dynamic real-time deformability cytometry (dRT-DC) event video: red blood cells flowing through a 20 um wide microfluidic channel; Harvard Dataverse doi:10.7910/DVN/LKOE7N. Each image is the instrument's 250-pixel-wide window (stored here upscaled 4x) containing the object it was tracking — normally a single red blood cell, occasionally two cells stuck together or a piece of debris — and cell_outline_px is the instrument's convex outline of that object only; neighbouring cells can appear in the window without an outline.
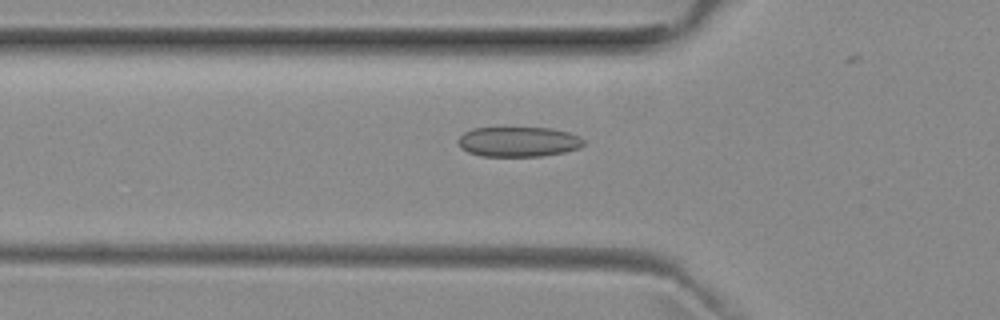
{"species": "common noctule bat (a hibernating species)", "species_latin": "Nyctalus noctula", "temperature_condition": "room temperature", "stored_images_in_passage": 41, "camera_frame_rate_fps": 3000, "um_per_image_px": 0.085, "animal": {"sex": "female", "body_mass_g": 29.2, "forearm_length_mm": 56.3}, "frame": {"image": 1, "passage_image": 17, "time_ms": 5.333, "image_size_px": [1000, 320], "cell_outline_px": [[584, 144], [580, 148], [564, 152], [540, 156], [480, 156], [468, 152], [460, 148], [460, 136], [464, 132], [472, 128], [552, 128], [568, 132], [580, 136], [584, 140]], "centroid_in_image_um": [44.09, 12.05], "position_along_channel_um": 81.7, "area_um2": 21.91}}
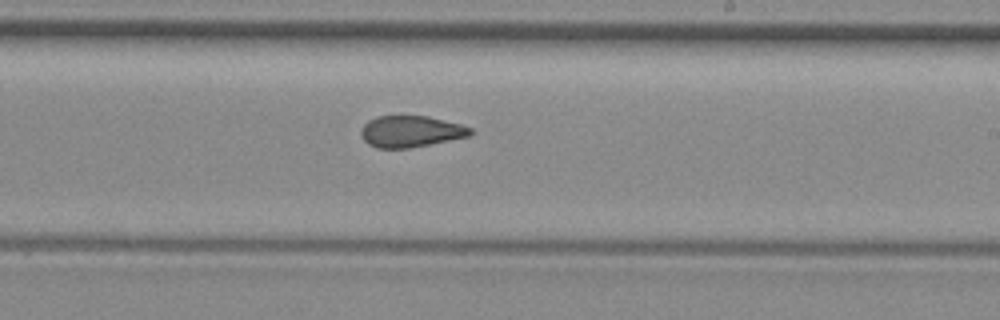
{"frame": {"image": 2, "passage_image": 30, "time_ms": 9.667, "image_size_px": [1000, 320], "cell_outline_px": [[472, 132], [468, 136], [408, 148], [376, 148], [368, 144], [364, 140], [360, 132], [364, 124], [368, 120], [376, 116], [428, 116], [460, 124], [472, 128]], "centroid_in_image_um": [34.87, 11.16], "position_along_channel_um": 254.1, "area_um2": 19.83}}
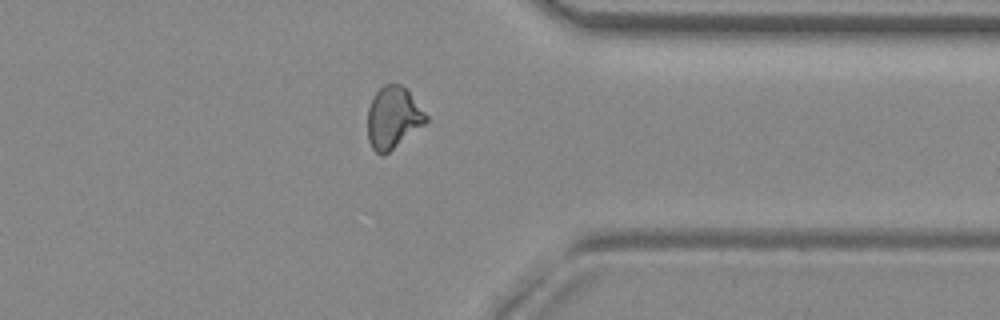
{"frame": {"image": 3, "passage_image": 40, "time_ms": 13.0, "image_size_px": [1000, 320], "cell_outline_px": [[428, 120], [424, 124], [388, 152], [380, 156], [372, 148], [368, 140], [368, 108], [376, 92], [384, 84], [400, 84], [408, 92], [428, 116]], "centroid_in_image_um": [33.39, 10.01], "position_along_channel_um": 378.0, "area_um2": 20.58}}